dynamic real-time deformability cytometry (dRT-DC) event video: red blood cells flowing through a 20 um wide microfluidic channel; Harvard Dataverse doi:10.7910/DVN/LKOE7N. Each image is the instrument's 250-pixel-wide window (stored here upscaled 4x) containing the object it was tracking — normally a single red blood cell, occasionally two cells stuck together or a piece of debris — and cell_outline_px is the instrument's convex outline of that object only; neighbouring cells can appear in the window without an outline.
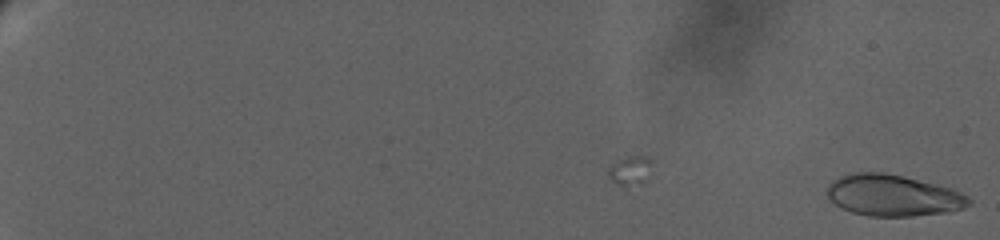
{"species": "human", "species_latin": "Homo sapiens", "temperature_condition": "warm", "stored_images_in_passage": 97, "camera_frame_rate_fps": 3000, "um_per_image_px": 0.085, "donor": {"sex": "female"}, "frame": {"image": 1, "passage_image": 1, "time_ms": 0.0, "image_size_px": [1000, 240], "cell_outline_px": [[972, 204], [964, 208], [948, 212], [912, 216], [868, 216], [852, 212], [836, 204], [828, 196], [828, 184], [832, 180], [840, 176], [852, 172], [884, 172], [948, 188], [960, 192], [968, 196], [972, 200]], "centroid_in_image_um": [75.91, 16.62], "position_along_channel_um": 9.1, "area_um2": 33.81}}
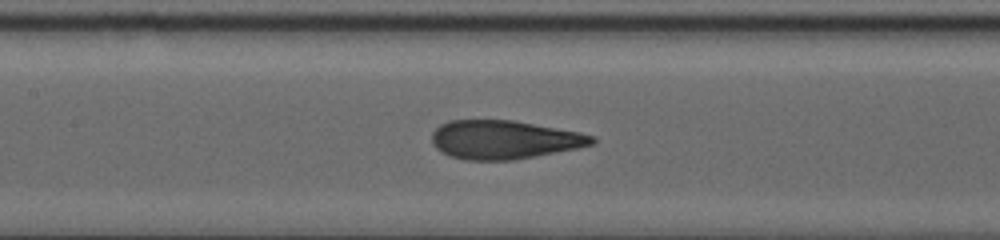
{"frame": {"image": 2, "passage_image": 55, "time_ms": 14.0, "image_size_px": [1000, 240], "cell_outline_px": [[596, 144], [576, 148], [512, 160], [464, 160], [448, 156], [436, 148], [432, 144], [432, 132], [440, 124], [448, 120], [512, 120], [580, 132], [596, 136]], "centroid_in_image_um": [42.83, 11.87], "position_along_channel_um": 164.6, "area_um2": 36.13}}
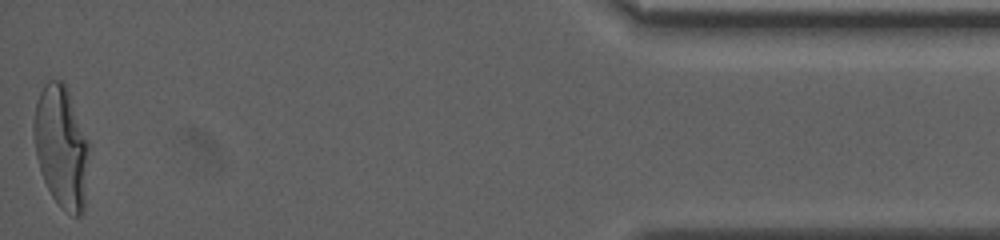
{"frame": {"image": 3, "passage_image": 96, "time_ms": 25.333, "image_size_px": [1000, 240], "cell_outline_px": [[88, 148], [84, 212], [80, 216], [72, 216], [60, 208], [52, 196], [44, 180], [36, 156], [32, 128], [32, 124], [36, 100], [44, 84], [48, 80], [60, 80], [68, 88], [88, 140]], "centroid_in_image_um": [5.19, 12.47], "position_along_channel_um": 430.0, "area_um2": 39.42}, "authors_computed_cell_mechanics": {"area_um2": 35.547, "velocity_mm_per_s": 2.9058, "shape_relaxation_time_tau1_ms": 8.2425, "shape_relaxation_time_tau2_ms": null, "deformation_change_tau1": 0.2592, "deformation_change_tau2": null}}